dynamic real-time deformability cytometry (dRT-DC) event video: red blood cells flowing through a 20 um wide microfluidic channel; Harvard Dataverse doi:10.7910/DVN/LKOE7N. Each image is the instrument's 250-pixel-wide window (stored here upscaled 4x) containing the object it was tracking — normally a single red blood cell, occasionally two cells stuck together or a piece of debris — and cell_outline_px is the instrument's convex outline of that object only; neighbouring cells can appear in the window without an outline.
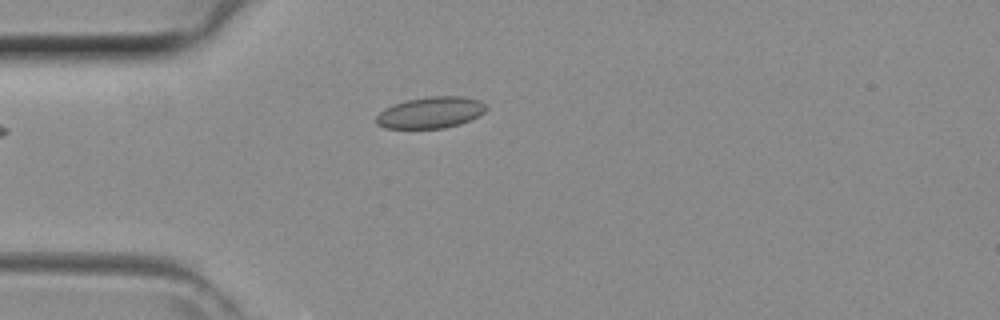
{"species": "common noctule bat (a hibernating species)", "species_latin": "Nyctalus noctula", "temperature_condition": "room temperature", "stored_images_in_passage": 33, "camera_frame_rate_fps": 3000, "um_per_image_px": 0.085, "animal": {"sex": "female", "body_mass_g": 29.2, "forearm_length_mm": 56.3}, "frame": {"image": 1, "passage_image": 1, "time_ms": 0.0, "image_size_px": [1000, 320], "cell_outline_px": [[488, 108], [484, 112], [460, 124], [444, 128], [384, 128], [376, 124], [376, 116], [384, 108], [392, 104], [408, 100], [428, 96], [464, 96], [480, 100]], "centroid_in_image_um": [36.58, 9.56], "position_along_channel_um": 48.4, "area_um2": 20.11}}
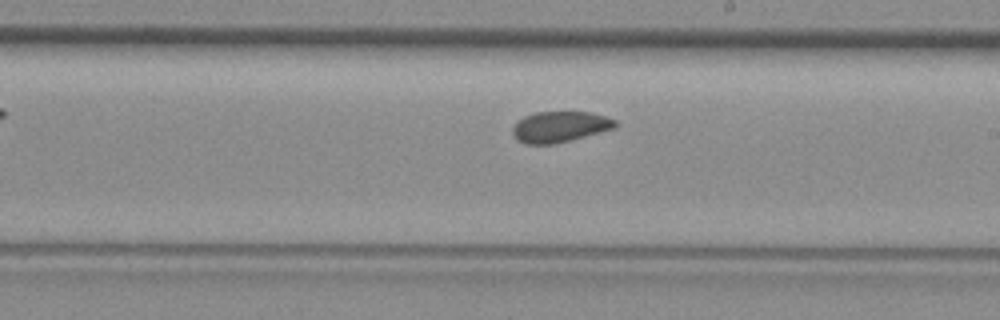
{"frame": {"image": 2, "passage_image": 14, "time_ms": 4.333, "image_size_px": [1000, 320], "cell_outline_px": [[620, 124], [616, 128], [552, 144], [528, 144], [520, 140], [512, 132], [512, 128], [524, 116], [536, 112], [592, 112], [616, 120]], "centroid_in_image_um": [47.64, 10.76], "position_along_channel_um": 241.4, "area_um2": 18.15}}
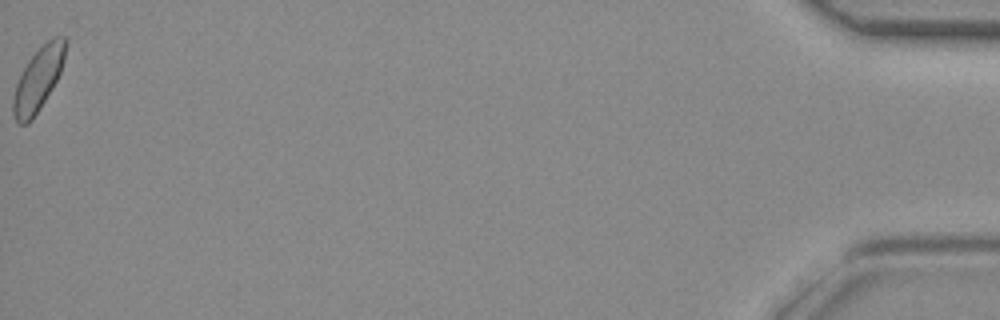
{"frame": {"image": 3, "passage_image": 33, "time_ms": 10.667, "image_size_px": [1000, 320], "cell_outline_px": [[68, 40], [64, 60], [60, 72], [52, 88], [32, 120], [28, 124], [20, 124], [12, 116], [12, 100], [16, 84], [20, 72], [28, 60], [52, 36], [64, 36]], "centroid_in_image_um": [3.24, 6.72], "position_along_channel_um": 432.0, "area_um2": 19.36}}